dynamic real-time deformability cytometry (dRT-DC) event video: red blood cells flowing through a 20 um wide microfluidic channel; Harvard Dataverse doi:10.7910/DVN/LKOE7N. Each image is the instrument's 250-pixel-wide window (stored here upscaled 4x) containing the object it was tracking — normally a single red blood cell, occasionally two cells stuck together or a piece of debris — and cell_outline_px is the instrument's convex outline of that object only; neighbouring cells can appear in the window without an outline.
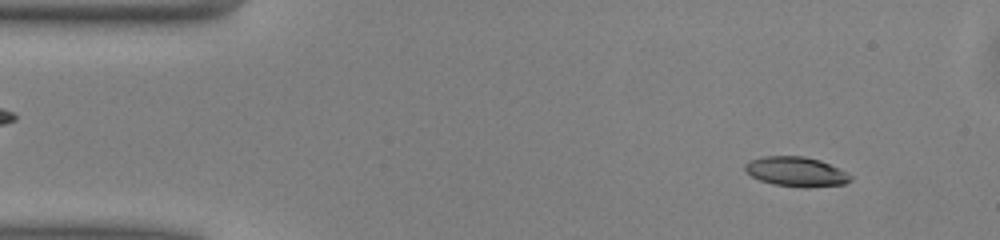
{"species": "common noctule bat (a hibernating species)", "species_latin": "Nyctalus noctula", "temperature_condition": "warm", "stored_images_in_passage": 49, "camera_frame_rate_fps": 3000, "um_per_image_px": 0.085, "animal": {"sex": "male", "body_mass_g": 13.0, "forearm_length_mm": 53.1}, "frame": {"image": 1, "passage_image": 4, "time_ms": 1.0, "image_size_px": [1000, 240], "cell_outline_px": [[852, 180], [844, 184], [808, 188], [804, 188], [772, 184], [760, 180], [752, 176], [744, 168], [744, 164], [748, 160], [764, 156], [804, 156], [820, 160], [840, 168], [852, 176]], "centroid_in_image_um": [67.69, 14.59], "position_along_channel_um": 17.3, "area_um2": 18.44}}
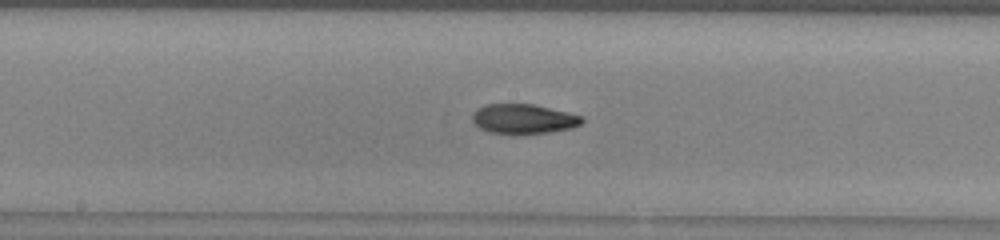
{"frame": {"image": 2, "passage_image": 24, "time_ms": 7.667, "image_size_px": [1000, 240], "cell_outline_px": [[584, 120], [580, 124], [572, 128], [552, 132], [516, 136], [512, 136], [488, 132], [480, 128], [472, 120], [472, 112], [476, 108], [484, 104], [532, 104], [584, 116]], "centroid_in_image_um": [44.47, 10.14], "position_along_channel_um": 203.7, "area_um2": 19.59}}
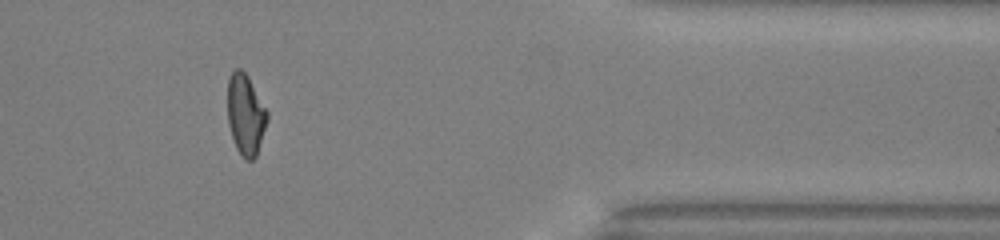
{"frame": {"image": 3, "passage_image": 40, "time_ms": 13.0, "image_size_px": [1000, 240], "cell_outline_px": [[268, 120], [256, 156], [252, 160], [244, 160], [236, 148], [228, 124], [228, 76], [236, 68], [240, 68], [248, 76], [268, 112]], "centroid_in_image_um": [20.87, 9.74], "position_along_channel_um": 390.5, "area_um2": 18.67}, "authors_computed_cell_mechanics": {"area_um2": 19.0162, "velocity_mm_per_s": 4.0758, "shape_relaxation_time_tau1_ms": 5.0798, "shape_relaxation_time_tau2_ms": 3.3138, "deformation_change_tau1": 0.1774, "deformation_change_tau2": 0.1001}}